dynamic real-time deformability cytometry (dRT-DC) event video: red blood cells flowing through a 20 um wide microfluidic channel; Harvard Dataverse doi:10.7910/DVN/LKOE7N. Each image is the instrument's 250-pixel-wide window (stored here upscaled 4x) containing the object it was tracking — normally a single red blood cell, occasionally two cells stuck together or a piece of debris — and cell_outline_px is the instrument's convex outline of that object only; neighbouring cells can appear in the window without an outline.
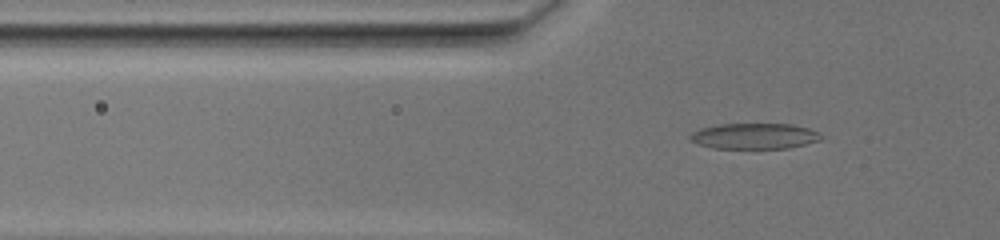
{"species": "common noctule bat (a hibernating species)", "species_latin": "Nyctalus noctula", "temperature_condition": "warm", "stored_images_in_passage": 56, "camera_frame_rate_fps": 3000, "um_per_image_px": 0.085, "animal": {"sex": "female", "body_mass_g": 19.5, "forearm_length_mm": 54.1}, "frame": {"image": 1, "passage_image": 13, "time_ms": 4.0, "image_size_px": [1000, 240], "cell_outline_px": [[820, 140], [788, 148], [712, 148], [700, 144], [692, 140], [688, 136], [692, 132], [704, 128], [720, 124], [788, 124], [808, 128], [816, 132], [820, 136]], "centroid_in_image_um": [64.1, 11.57], "position_along_channel_um": 61.7, "area_um2": 19.19}}
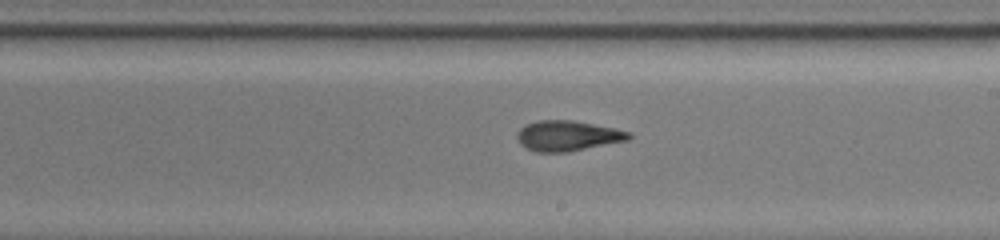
{"frame": {"image": 2, "passage_image": 32, "time_ms": 10.333, "image_size_px": [1000, 240], "cell_outline_px": [[632, 136], [628, 140], [568, 152], [536, 152], [524, 148], [520, 144], [516, 136], [520, 128], [528, 124], [540, 120], [572, 120], [612, 128], [628, 132]], "centroid_in_image_um": [48.2, 11.56], "position_along_channel_um": 240.8, "area_um2": 19.54}}
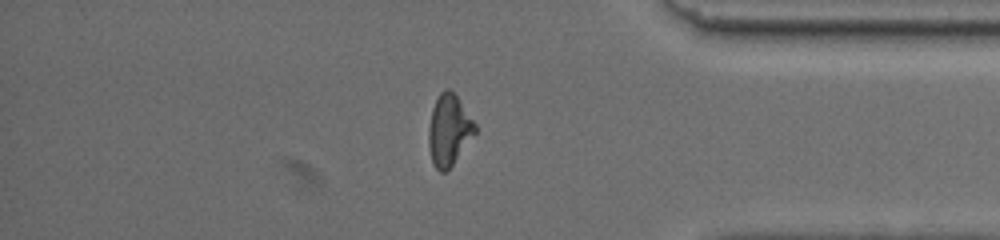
{"frame": {"image": 3, "passage_image": 49, "time_ms": 16.0, "image_size_px": [1000, 240], "cell_outline_px": [[476, 132], [452, 164], [444, 172], [440, 172], [432, 164], [428, 144], [428, 128], [432, 108], [440, 92], [444, 88], [448, 88], [456, 96], [476, 124]], "centroid_in_image_um": [38.13, 11.05], "position_along_channel_um": 397.1, "area_um2": 18.96}}